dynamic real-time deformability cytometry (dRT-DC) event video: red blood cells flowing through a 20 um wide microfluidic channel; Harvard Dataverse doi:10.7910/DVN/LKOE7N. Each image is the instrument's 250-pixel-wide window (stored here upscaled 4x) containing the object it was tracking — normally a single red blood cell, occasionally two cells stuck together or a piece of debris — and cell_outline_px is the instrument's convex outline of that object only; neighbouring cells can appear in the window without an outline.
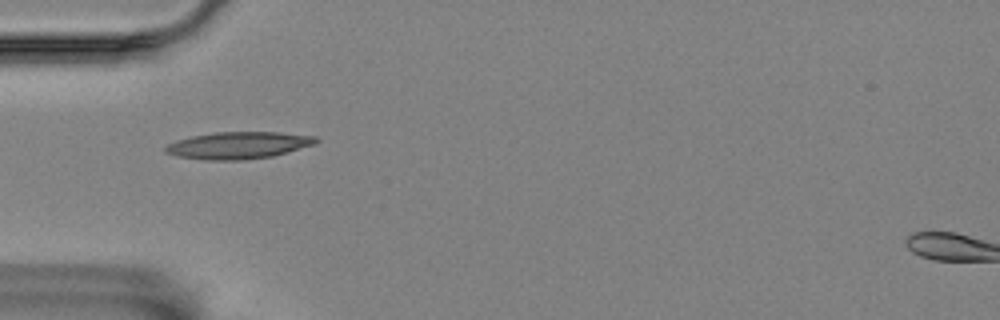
{"species": "Egyptian fruit bat (a non-hibernating species)", "species_latin": "Rousettus aegyptiacus", "temperature_condition": "room temperature", "stored_images_in_passage": 2, "camera_frame_rate_fps": 3000, "um_per_image_px": 0.085, "animal": {"sex": "female"}, "frame": {"image": 1, "passage_image": 1, "time_ms": 0.0, "image_size_px": [1000, 320], "cell_outline_px": [[320, 140], [316, 144], [272, 156], [244, 160], [204, 160], [176, 156], [164, 152], [164, 148], [168, 144], [176, 140], [192, 136], [216, 132], [280, 132], [316, 136]], "centroid_in_image_um": [20.27, 12.35], "position_along_channel_um": 64.7, "area_um2": 23.81}}
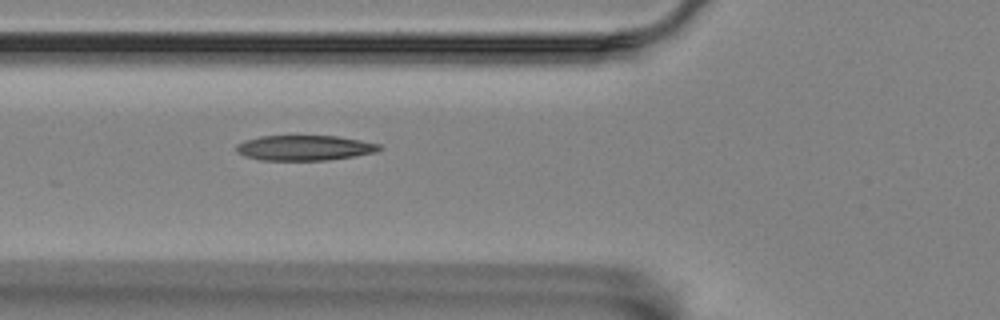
{"frame": {"image": 2, "passage_image": 2, "time_ms": 0.333, "image_size_px": [1000, 320], "cell_outline_px": [[384, 148], [376, 152], [328, 160], [260, 160], [244, 156], [236, 152], [236, 144], [244, 140], [260, 136], [336, 136], [360, 140], [380, 144]], "centroid_in_image_um": [25.86, 12.57], "position_along_channel_um": 99.9, "area_um2": 21.04}}